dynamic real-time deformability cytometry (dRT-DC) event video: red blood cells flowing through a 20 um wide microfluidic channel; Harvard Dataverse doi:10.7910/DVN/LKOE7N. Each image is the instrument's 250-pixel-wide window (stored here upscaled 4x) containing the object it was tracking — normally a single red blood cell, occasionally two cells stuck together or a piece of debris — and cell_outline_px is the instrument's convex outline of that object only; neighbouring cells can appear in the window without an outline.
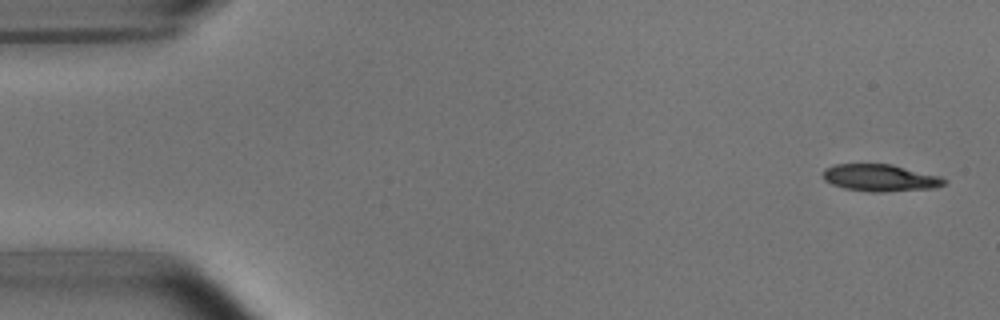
{"species": "common noctule bat (a hibernating species)", "species_latin": "Nyctalus noctula", "temperature_condition": "room temperature", "stored_images_in_passage": 14, "camera_frame_rate_fps": 3000, "um_per_image_px": 0.085, "animal": {"sex": "male", "body_mass_g": 15.6}, "frame": {"image": 1, "passage_image": 2, "time_ms": 0.333, "image_size_px": [1000, 320], "cell_outline_px": [[948, 184], [936, 188], [884, 192], [868, 192], [844, 188], [832, 184], [824, 180], [824, 168], [836, 164], [892, 164], [940, 176], [948, 180]], "centroid_in_image_um": [74.87, 15.12], "position_along_channel_um": 10.1, "area_um2": 19.31}}
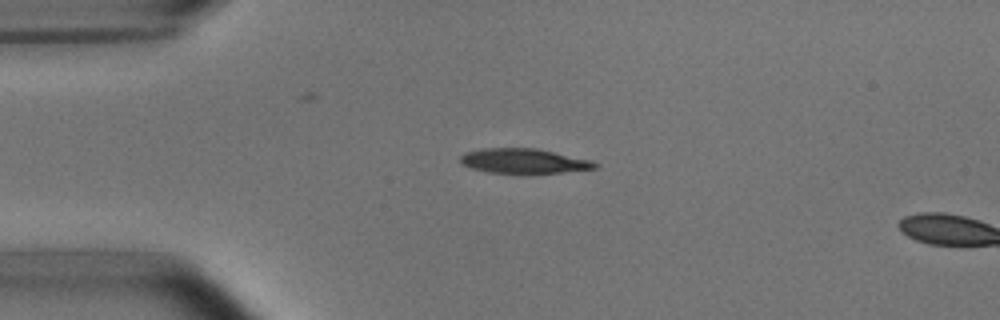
{"frame": {"image": 2, "passage_image": 12, "time_ms": 3.667, "image_size_px": [1000, 320], "cell_outline_px": [[600, 164], [596, 168], [532, 176], [520, 176], [488, 172], [472, 168], [460, 164], [460, 156], [464, 152], [484, 148], [536, 148], [592, 160]], "centroid_in_image_um": [44.52, 13.73], "position_along_channel_um": 40.5, "area_um2": 20.46}}